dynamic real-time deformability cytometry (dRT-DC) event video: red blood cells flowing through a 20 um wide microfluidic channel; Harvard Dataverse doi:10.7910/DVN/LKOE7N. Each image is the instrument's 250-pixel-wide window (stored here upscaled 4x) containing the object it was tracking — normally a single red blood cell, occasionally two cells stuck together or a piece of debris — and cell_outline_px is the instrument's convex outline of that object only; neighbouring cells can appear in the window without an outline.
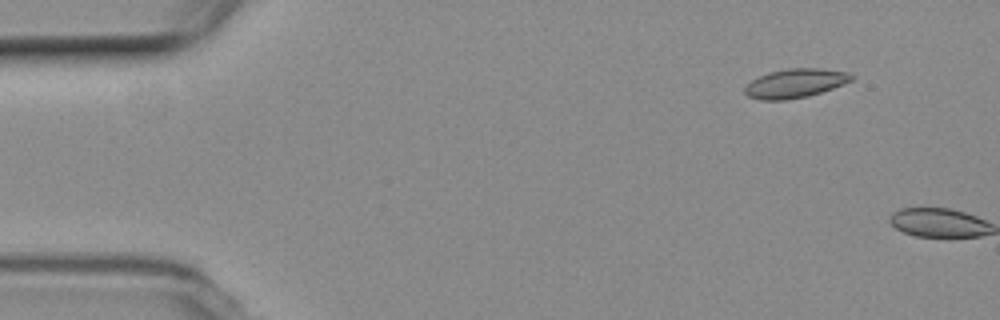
{"species": "common noctule bat (a hibernating species)", "species_latin": "Nyctalus noctula", "temperature_condition": "room temperature", "stored_images_in_passage": 2, "camera_frame_rate_fps": 3000, "um_per_image_px": 0.085, "animal": {"sex": "female", "body_mass_g": 19.3, "forearm_length_mm": 54.1}, "frame": {"image": 1, "passage_image": 1, "time_ms": 0.0, "image_size_px": [1000, 320], "cell_outline_px": [[856, 76], [852, 80], [844, 84], [808, 96], [788, 100], [760, 100], [748, 96], [744, 92], [744, 88], [752, 80], [768, 72], [788, 68], [820, 68], [848, 72]], "centroid_in_image_um": [67.61, 7.08], "position_along_channel_um": 17.4, "area_um2": 18.09}}